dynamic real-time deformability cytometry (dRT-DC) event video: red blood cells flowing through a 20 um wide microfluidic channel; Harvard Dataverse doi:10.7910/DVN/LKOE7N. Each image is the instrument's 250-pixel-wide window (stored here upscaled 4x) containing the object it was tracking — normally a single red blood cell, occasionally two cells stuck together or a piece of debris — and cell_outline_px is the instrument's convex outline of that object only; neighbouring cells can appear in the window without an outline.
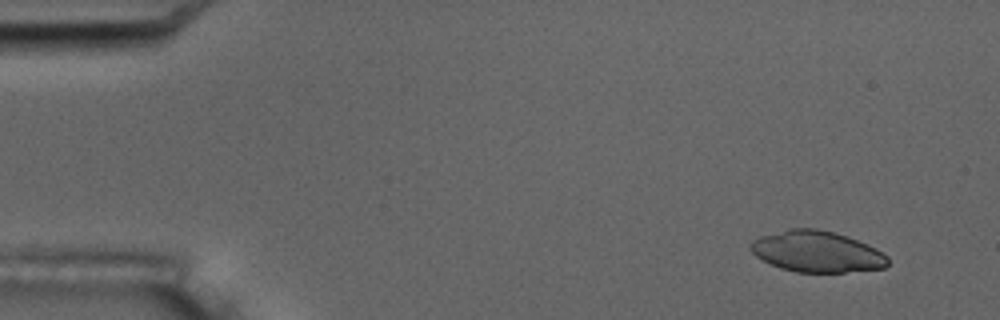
{"species": "common noctule bat (a hibernating species)", "species_latin": "Nyctalus noctula", "temperature_condition": "room temperature", "stored_images_in_passage": 6, "camera_frame_rate_fps": 3000, "um_per_image_px": 0.085, "animal": {"sex": "male", "body_mass_g": 17.5, "forearm_length_mm": 52.3}, "frame": {"image": 1, "passage_image": 2, "time_ms": 1.0, "image_size_px": [1000, 320], "cell_outline_px": [[888, 264], [884, 268], [844, 272], [796, 272], [780, 268], [756, 256], [752, 252], [748, 244], [752, 240], [760, 236], [788, 228], [816, 228], [848, 236], [876, 248], [888, 256]], "centroid_in_image_um": [69.42, 21.38], "position_along_channel_um": 15.6, "area_um2": 32.95}}